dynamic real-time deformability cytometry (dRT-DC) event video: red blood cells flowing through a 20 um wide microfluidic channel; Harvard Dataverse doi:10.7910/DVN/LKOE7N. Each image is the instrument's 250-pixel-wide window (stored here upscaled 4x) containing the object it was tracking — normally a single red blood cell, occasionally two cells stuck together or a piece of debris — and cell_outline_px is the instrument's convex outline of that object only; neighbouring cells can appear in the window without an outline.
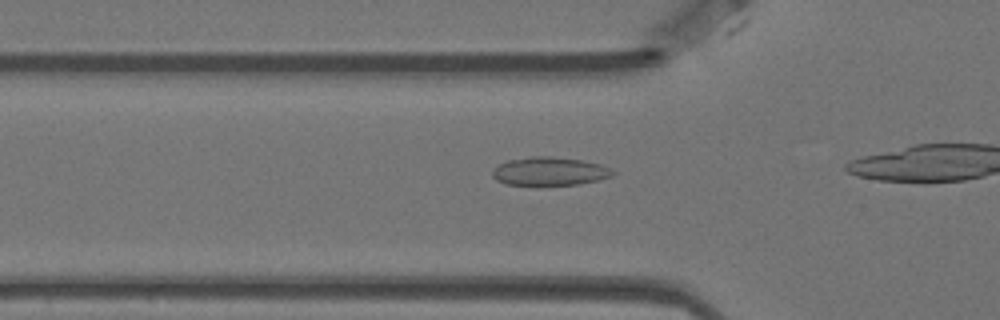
{"species": "Egyptian fruit bat (a non-hibernating species)", "species_latin": "Rousettus aegyptiacus", "temperature_condition": "warm", "stored_images_in_passage": 12, "camera_frame_rate_fps": 3000, "um_per_image_px": 0.085, "animal": {"sex": "female"}, "frame": {"image": 1, "passage_image": 6, "time_ms": 1.667, "image_size_px": [1000, 320], "cell_outline_px": [[616, 172], [612, 176], [600, 180], [580, 184], [536, 188], [504, 184], [496, 180], [492, 176], [492, 168], [508, 160], [528, 156], [548, 156], [580, 160], [600, 164]], "centroid_in_image_um": [46.65, 14.61], "position_along_channel_um": 79.1, "area_um2": 20.87}}
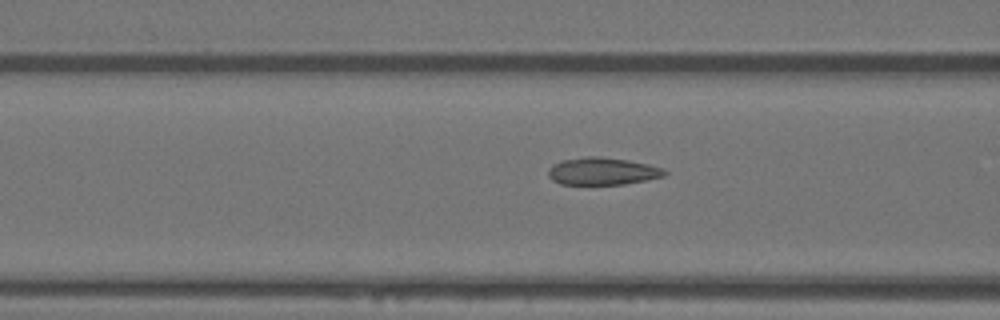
{"frame": {"image": 2, "passage_image": 9, "time_ms": 2.667, "image_size_px": [1000, 320], "cell_outline_px": [[668, 172], [664, 176], [648, 180], [624, 184], [560, 184], [552, 180], [548, 176], [548, 168], [552, 164], [560, 160], [584, 156], [600, 156], [628, 160], [648, 164], [664, 168]], "centroid_in_image_um": [51.19, 14.54], "position_along_channel_um": 115.4, "area_um2": 18.84}}